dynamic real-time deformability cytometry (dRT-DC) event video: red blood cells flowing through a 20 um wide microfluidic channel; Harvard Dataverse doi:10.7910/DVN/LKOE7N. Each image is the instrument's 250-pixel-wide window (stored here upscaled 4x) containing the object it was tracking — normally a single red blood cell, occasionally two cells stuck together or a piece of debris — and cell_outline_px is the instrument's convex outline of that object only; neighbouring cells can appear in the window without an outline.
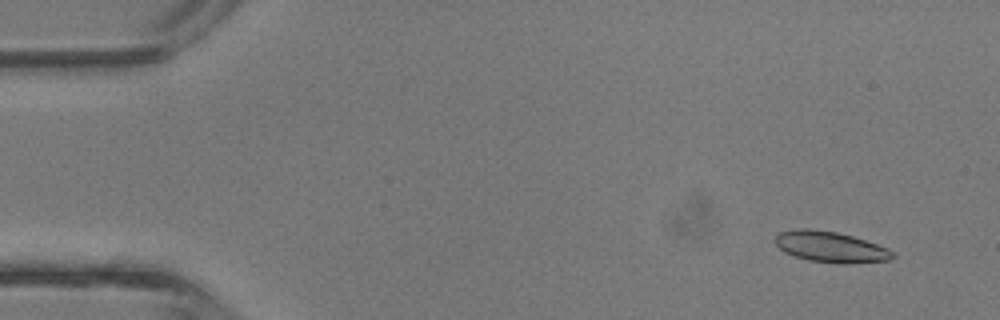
{"species": "common noctule bat (a hibernating species)", "species_latin": "Nyctalus noctula", "temperature_condition": "room temperature", "stored_images_in_passage": 42, "camera_frame_rate_fps": 3000, "um_per_image_px": 0.085, "animal": {"sex": "male", "body_mass_g": 13.3}, "frame": {"image": 1, "passage_image": 3, "time_ms": 0.667, "image_size_px": [1000, 320], "cell_outline_px": [[896, 256], [888, 260], [844, 264], [836, 264], [808, 260], [784, 252], [776, 244], [776, 236], [780, 232], [796, 228], [808, 228], [836, 232], [852, 236], [888, 248]], "centroid_in_image_um": [70.59, 20.99], "position_along_channel_um": 14.4, "area_um2": 20.98}}
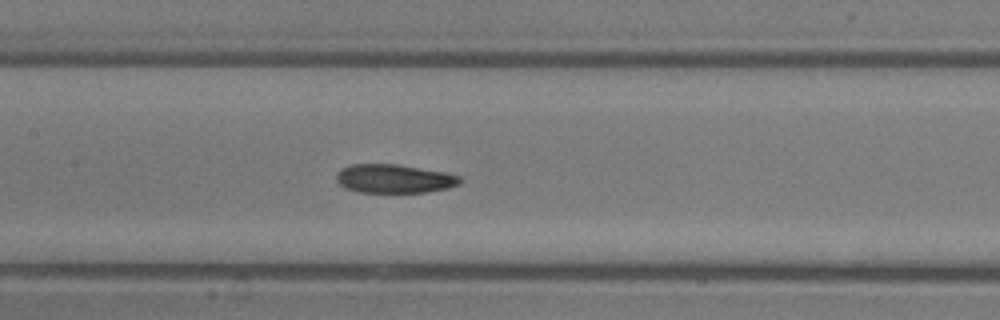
{"frame": {"image": 2, "passage_image": 20, "time_ms": 6.333, "image_size_px": [1000, 320], "cell_outline_px": [[464, 180], [460, 184], [448, 188], [424, 192], [356, 192], [344, 188], [336, 180], [336, 172], [340, 168], [348, 164], [396, 164], [444, 172], [460, 176]], "centroid_in_image_um": [33.47, 15.18], "position_along_channel_um": 173.9, "area_um2": 20.87}}
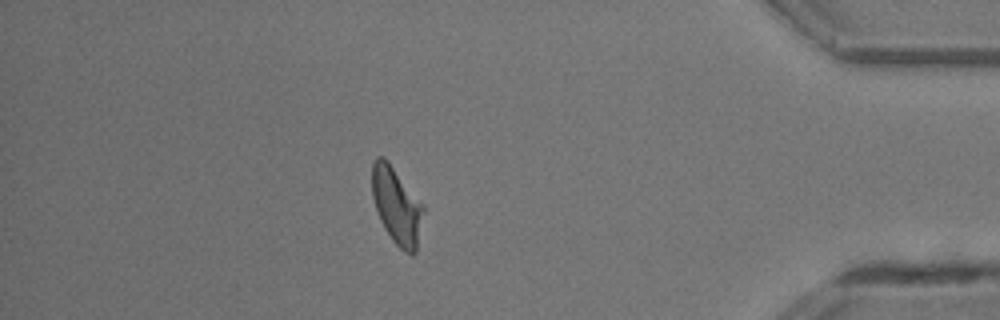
{"frame": {"image": 3, "passage_image": 37, "time_ms": 12.0, "image_size_px": [1000, 320], "cell_outline_px": [[424, 212], [416, 252], [412, 256], [404, 252], [392, 240], [384, 228], [380, 220], [372, 196], [372, 164], [376, 156], [384, 156], [388, 160], [424, 204]], "centroid_in_image_um": [33.73, 17.47], "position_along_channel_um": 401.5, "area_um2": 23.24}, "authors_computed_cell_mechanics": {"area_um2": 21.964, "velocity_mm_per_s": 4.7983, "shape_relaxation_time_tau1_ms": 3.9273, "shape_relaxation_time_tau2_ms": 7.6564, "deformation_change_tau1": 0.1123, "deformation_change_tau2": 0.1955}}